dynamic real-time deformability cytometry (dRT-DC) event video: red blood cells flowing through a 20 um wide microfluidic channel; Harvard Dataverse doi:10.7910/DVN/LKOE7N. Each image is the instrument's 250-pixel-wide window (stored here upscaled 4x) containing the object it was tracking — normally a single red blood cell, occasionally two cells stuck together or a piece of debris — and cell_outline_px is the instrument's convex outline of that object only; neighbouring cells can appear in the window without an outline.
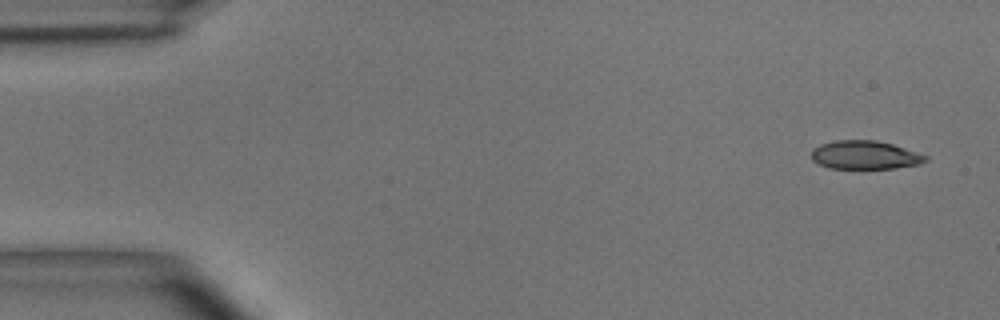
{"species": "common noctule bat (a hibernating species)", "species_latin": "Nyctalus noctula", "temperature_condition": "room temperature", "stored_images_in_passage": 5, "camera_frame_rate_fps": 3000, "um_per_image_px": 0.085, "animal": {"sex": "male", "body_mass_g": 15.6}, "frame": {"image": 1, "passage_image": 1, "time_ms": 0.0, "image_size_px": [1000, 320], "cell_outline_px": [[928, 160], [920, 164], [896, 168], [828, 168], [812, 160], [812, 148], [820, 144], [836, 140], [876, 140], [892, 144], [928, 156]], "centroid_in_image_um": [73.51, 13.17], "position_along_channel_um": 11.5, "area_um2": 18.9}}
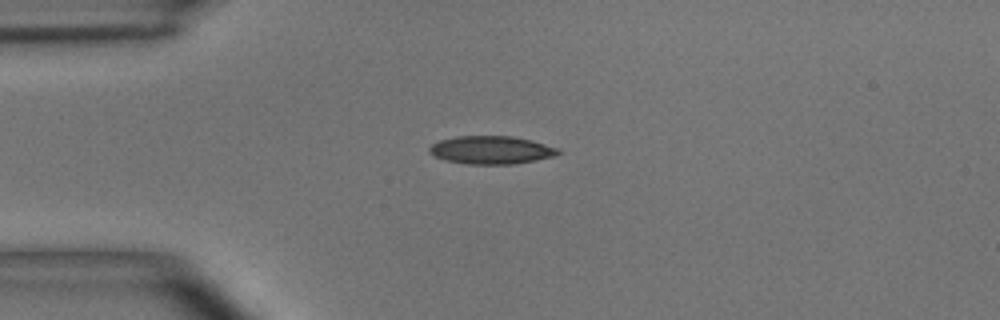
{"frame": {"image": 2, "passage_image": 4, "time_ms": 3.333, "image_size_px": [1000, 320], "cell_outline_px": [[560, 152], [556, 156], [536, 160], [512, 164], [468, 164], [444, 160], [428, 152], [428, 148], [432, 144], [440, 140], [456, 136], [512, 136], [532, 140], [560, 148]], "centroid_in_image_um": [41.77, 12.75], "position_along_channel_um": 43.2, "area_um2": 21.15}}
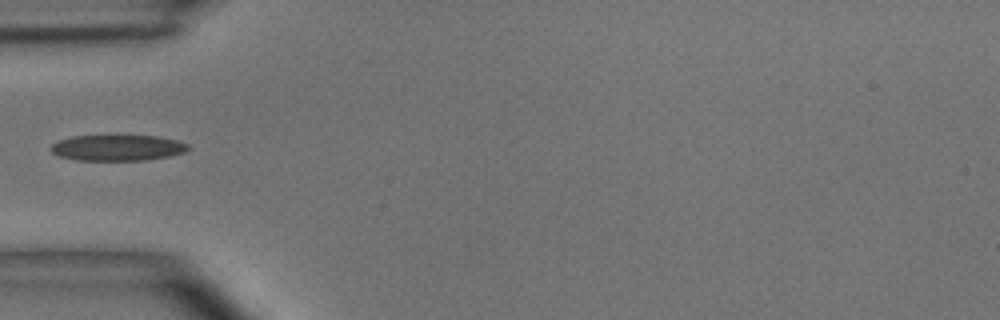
{"frame": {"image": 3, "passage_image": 5, "time_ms": 4.667, "image_size_px": [1000, 320], "cell_outline_px": [[192, 148], [184, 152], [172, 156], [144, 160], [76, 160], [56, 156], [48, 148], [52, 144], [60, 140], [72, 136], [156, 136], [176, 140], [188, 144]], "centroid_in_image_um": [9.98, 12.57], "position_along_channel_um": 75.0, "area_um2": 20.81}}